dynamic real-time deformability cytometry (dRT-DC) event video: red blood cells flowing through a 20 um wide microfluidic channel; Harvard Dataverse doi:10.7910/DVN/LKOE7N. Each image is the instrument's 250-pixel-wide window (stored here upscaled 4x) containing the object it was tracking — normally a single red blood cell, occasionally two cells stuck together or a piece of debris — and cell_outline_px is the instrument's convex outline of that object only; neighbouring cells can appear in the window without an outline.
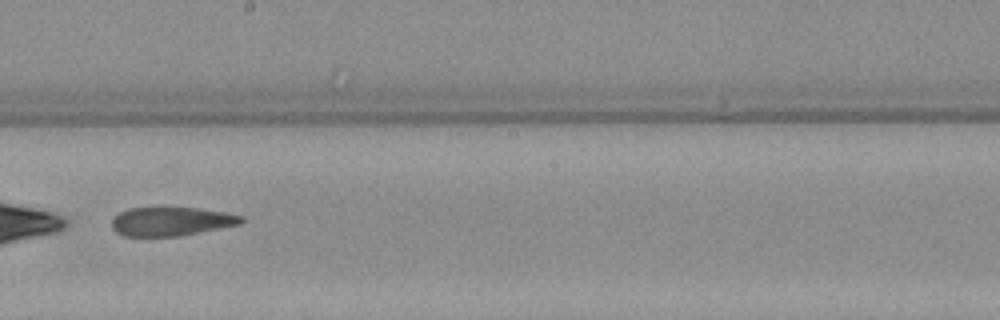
{"species": "Egyptian fruit bat (a non-hibernating species)", "species_latin": "Rousettus aegyptiacus", "temperature_condition": "warm", "stored_images_in_passage": 6, "camera_frame_rate_fps": 3000, "um_per_image_px": 0.085, "animal": {"sex": "female"}, "frame": {"image": 1, "passage_image": 5, "time_ms": 5.0, "image_size_px": [1000, 320], "cell_outline_px": [[244, 220], [240, 224], [180, 236], [124, 236], [116, 232], [112, 228], [112, 220], [120, 212], [128, 208], [196, 208], [224, 212], [244, 216]], "centroid_in_image_um": [14.55, 18.82], "position_along_channel_um": 233.6, "area_um2": 21.56}}
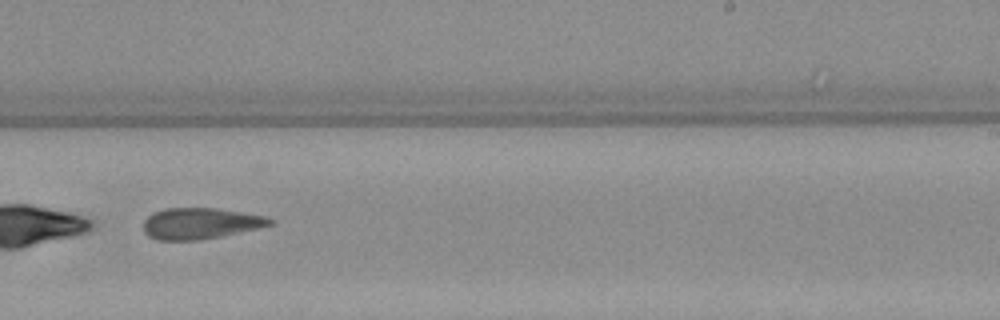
{"frame": {"image": 2, "passage_image": 6, "time_ms": 6.0, "image_size_px": [1000, 320], "cell_outline_px": [[276, 220], [272, 224], [260, 228], [220, 236], [196, 240], [160, 240], [148, 236], [144, 232], [144, 220], [152, 212], [164, 208], [216, 208], [264, 216]], "centroid_in_image_um": [17.01, 18.98], "position_along_channel_um": 272.0, "area_um2": 22.89}}